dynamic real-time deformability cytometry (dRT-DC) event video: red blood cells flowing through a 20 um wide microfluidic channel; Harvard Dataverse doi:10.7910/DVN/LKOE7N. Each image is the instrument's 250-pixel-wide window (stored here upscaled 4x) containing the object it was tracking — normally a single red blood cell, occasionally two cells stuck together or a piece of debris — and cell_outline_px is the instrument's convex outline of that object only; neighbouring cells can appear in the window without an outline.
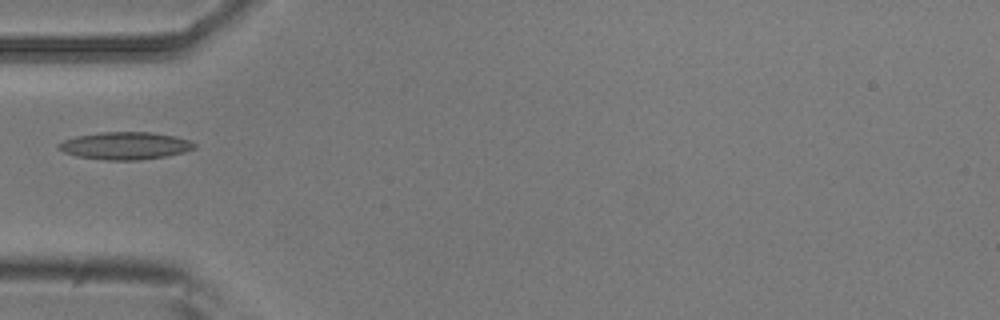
{"species": "common noctule bat (a hibernating species)", "species_latin": "Nyctalus noctula", "temperature_condition": "room temperature", "stored_images_in_passage": 5, "camera_frame_rate_fps": 3000, "um_per_image_px": 0.085, "animal": {"sex": "male", "body_mass_g": 20.5, "forearm_length_mm": 52.5}, "frame": {"image": 1, "passage_image": 4, "time_ms": 1.0, "image_size_px": [1000, 320], "cell_outline_px": [[196, 148], [184, 152], [168, 156], [140, 160], [108, 160], [76, 156], [64, 152], [56, 148], [56, 144], [64, 140], [76, 136], [100, 132], [152, 132], [176, 136], [192, 140], [196, 144]], "centroid_in_image_um": [10.67, 12.38], "position_along_channel_um": 74.3, "area_um2": 22.02}}
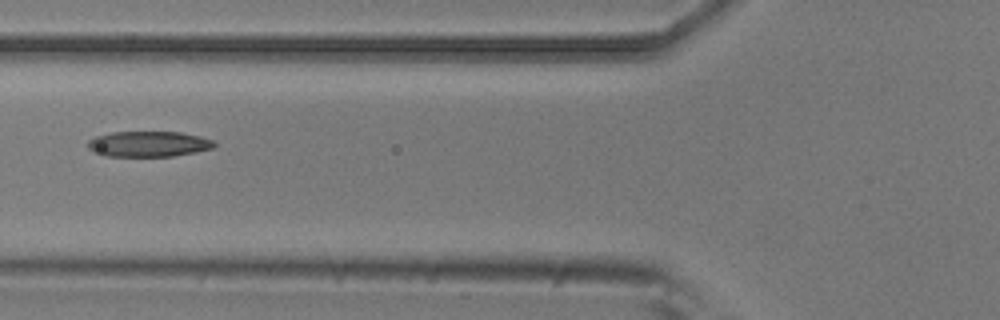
{"frame": {"image": 2, "passage_image": 5, "time_ms": 1.333, "image_size_px": [1000, 320], "cell_outline_px": [[216, 144], [212, 148], [196, 152], [172, 156], [104, 156], [92, 152], [88, 148], [88, 140], [96, 136], [112, 132], [180, 132], [200, 136], [216, 140]], "centroid_in_image_um": [12.63, 12.24], "position_along_channel_um": 113.2, "area_um2": 18.96}}